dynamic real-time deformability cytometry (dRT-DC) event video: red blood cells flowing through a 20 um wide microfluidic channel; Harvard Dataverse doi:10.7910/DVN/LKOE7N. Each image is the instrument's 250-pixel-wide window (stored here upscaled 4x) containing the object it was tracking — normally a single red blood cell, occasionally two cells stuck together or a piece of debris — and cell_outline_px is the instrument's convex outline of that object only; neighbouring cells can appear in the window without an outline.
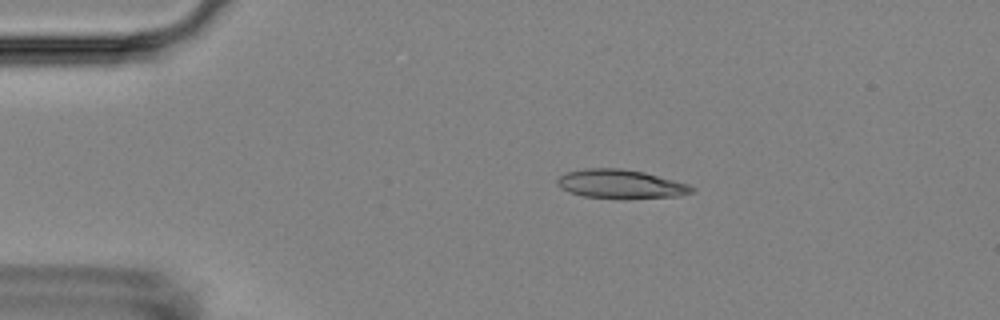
{"species": "Egyptian fruit bat (a non-hibernating species)", "species_latin": "Rousettus aegyptiacus", "temperature_condition": "room temperature", "stored_images_in_passage": 9, "camera_frame_rate_fps": 3000, "um_per_image_px": 0.085, "animal": {"sex": "female"}, "frame": {"image": 1, "passage_image": 3, "time_ms": 2.333, "image_size_px": [1000, 320], "cell_outline_px": [[696, 192], [680, 196], [584, 196], [568, 192], [560, 188], [556, 184], [556, 180], [560, 176], [568, 172], [584, 168], [620, 168], [644, 172], [688, 184], [696, 188]], "centroid_in_image_um": [52.74, 15.6], "position_along_channel_um": 32.3, "area_um2": 21.79}}
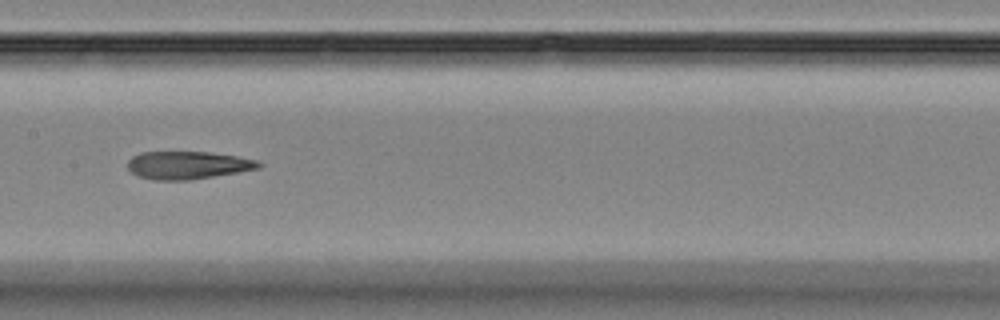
{"frame": {"image": 2, "passage_image": 8, "time_ms": 8.0, "image_size_px": [1000, 320], "cell_outline_px": [[264, 164], [260, 168], [188, 180], [152, 180], [136, 176], [128, 168], [128, 160], [132, 156], [140, 152], [208, 152], [236, 156], [260, 160]], "centroid_in_image_um": [15.95, 14.03], "position_along_channel_um": 191.4, "area_um2": 21.27}}
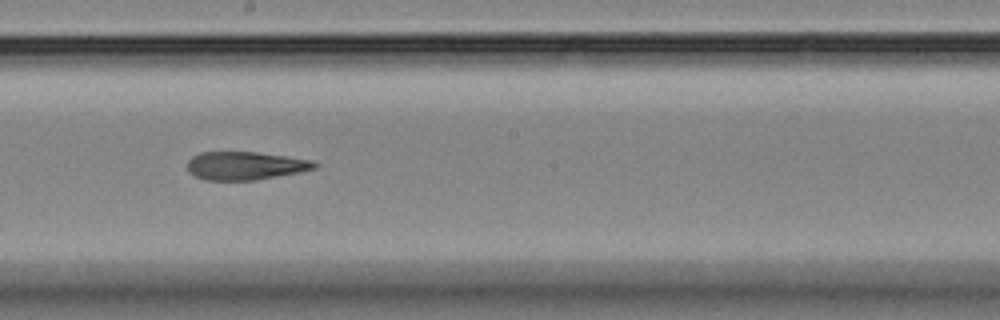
{"frame": {"image": 3, "passage_image": 9, "time_ms": 9.0, "image_size_px": [1000, 320], "cell_outline_px": [[320, 164], [316, 168], [300, 172], [252, 180], [204, 180], [188, 172], [188, 160], [192, 156], [200, 152], [256, 152], [288, 156], [312, 160]], "centroid_in_image_um": [20.86, 14.08], "position_along_channel_um": 227.3, "area_um2": 20.92}}